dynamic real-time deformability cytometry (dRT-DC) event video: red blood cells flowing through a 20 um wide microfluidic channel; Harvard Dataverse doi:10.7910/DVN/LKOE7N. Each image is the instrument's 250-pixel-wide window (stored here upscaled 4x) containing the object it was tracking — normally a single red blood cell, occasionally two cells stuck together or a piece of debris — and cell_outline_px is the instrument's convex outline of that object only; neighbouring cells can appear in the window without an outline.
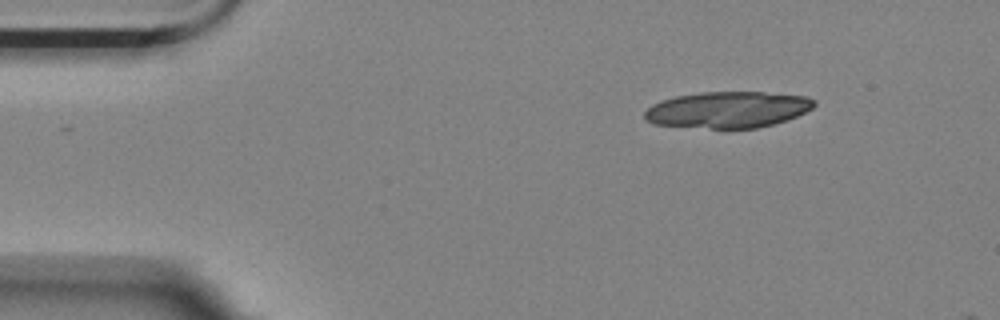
{"species": "Egyptian fruit bat (a non-hibernating species)", "species_latin": "Rousettus aegyptiacus", "temperature_condition": "room temperature", "stored_images_in_passage": 6, "camera_frame_rate_fps": 3000, "um_per_image_px": 0.085, "animal": {"sex": "female"}, "frame": {"image": 1, "passage_image": 1, "time_ms": 0.0, "image_size_px": [1000, 320], "cell_outline_px": [[816, 104], [812, 108], [796, 116], [772, 124], [756, 128], [712, 128], [652, 124], [644, 120], [644, 112], [652, 104], [660, 100], [676, 96], [700, 92], [764, 92], [804, 96], [816, 100]], "centroid_in_image_um": [61.82, 9.31], "position_along_channel_um": 23.2, "area_um2": 35.78}}